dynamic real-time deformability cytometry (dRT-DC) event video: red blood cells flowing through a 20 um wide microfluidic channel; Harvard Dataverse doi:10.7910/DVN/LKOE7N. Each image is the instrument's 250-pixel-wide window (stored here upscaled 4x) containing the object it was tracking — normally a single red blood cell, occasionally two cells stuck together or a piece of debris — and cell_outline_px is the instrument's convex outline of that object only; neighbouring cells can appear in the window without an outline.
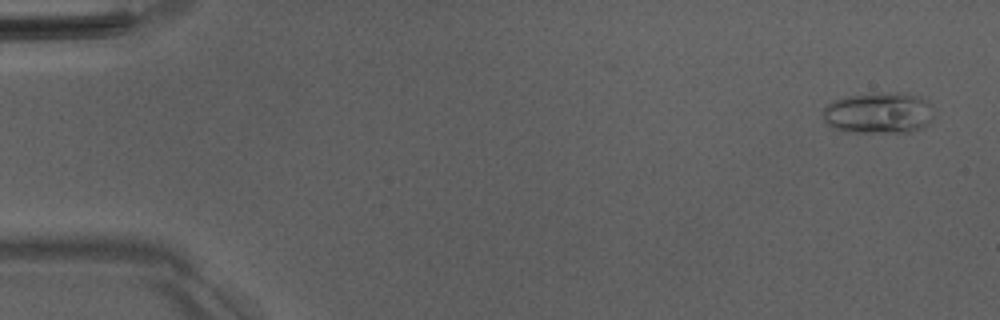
{"species": "Egyptian fruit bat (a non-hibernating species)", "species_latin": "Rousettus aegyptiacus", "temperature_condition": "room temperature", "stored_images_in_passage": 53, "segment_of_instrument_passage": [1, 2], "camera_frame_rate_fps": 3000, "um_per_image_px": 0.085, "animal": {"sex": "male"}, "frame": {"image": 1, "passage_image": 3, "time_ms": 0.667, "image_size_px": [1000, 320], "cell_outline_px": [[932, 116], [928, 124], [920, 128], [908, 132], [844, 132], [832, 128], [824, 120], [824, 108], [832, 100], [848, 96], [896, 92], [916, 96], [928, 100], [932, 104]], "centroid_in_image_um": [74.68, 9.61], "position_along_channel_um": 10.3, "area_um2": 26.53}}
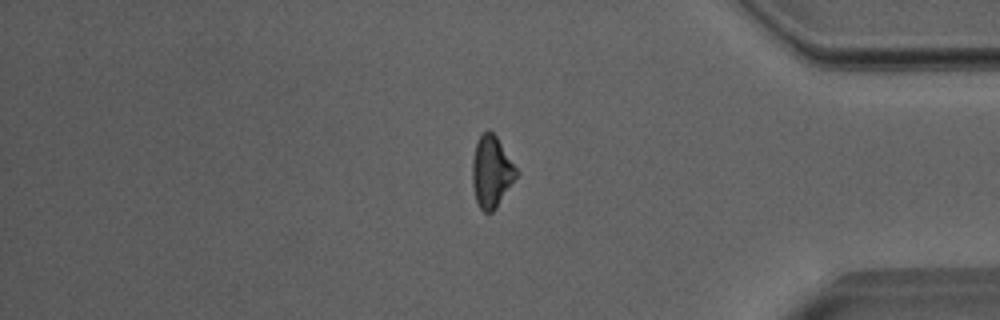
{"frame": {"image": 2, "passage_image": 44, "time_ms": 14.333, "image_size_px": [1000, 320], "cell_outline_px": [[520, 172], [496, 208], [492, 212], [484, 212], [480, 208], [476, 200], [472, 184], [472, 160], [476, 144], [480, 136], [484, 132], [492, 132], [496, 136]], "centroid_in_image_um": [41.79, 14.62], "position_along_channel_um": 393.4, "area_um2": 18.26}}
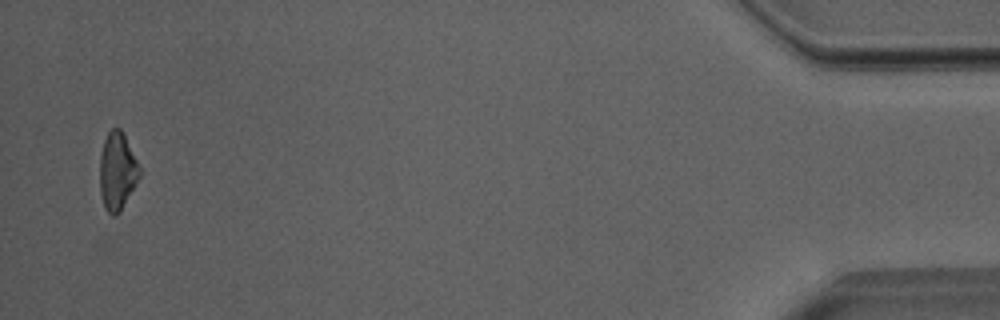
{"frame": {"image": 3, "passage_image": 51, "time_ms": 16.667, "image_size_px": [1000, 320], "cell_outline_px": [[140, 176], [120, 212], [116, 216], [112, 216], [104, 208], [100, 192], [100, 152], [104, 140], [108, 132], [112, 128], [120, 128], [140, 168]], "centroid_in_image_um": [9.94, 14.59], "position_along_channel_um": 425.3, "area_um2": 17.8}}